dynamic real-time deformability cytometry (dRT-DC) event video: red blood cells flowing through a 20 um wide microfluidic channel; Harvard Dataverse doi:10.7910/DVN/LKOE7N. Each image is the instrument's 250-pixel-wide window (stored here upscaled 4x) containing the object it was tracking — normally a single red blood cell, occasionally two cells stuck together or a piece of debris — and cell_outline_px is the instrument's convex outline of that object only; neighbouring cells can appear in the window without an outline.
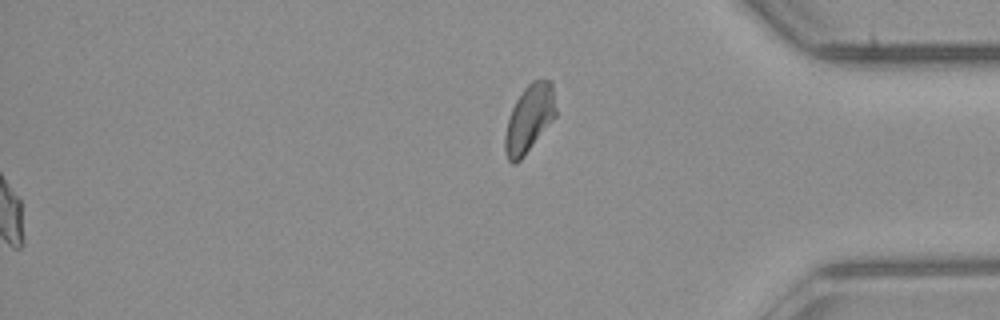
{"species": "common noctule bat (a hibernating species)", "species_latin": "Nyctalus noctula", "temperature_condition": "room temperature", "stored_images_in_passage": 52, "segment_of_instrument_passage": [2, 2], "camera_frame_rate_fps": 3000, "um_per_image_px": 0.085, "animal": {"sex": "male", "body_mass_g": 23.1, "forearm_length_mm": 52.7}, "frame": {"image": 1, "passage_image": 52, "time_ms": 17.0, "image_size_px": [1000, 320], "cell_outline_px": [[556, 116], [524, 156], [516, 164], [512, 164], [508, 160], [504, 148], [504, 136], [508, 120], [512, 108], [516, 100], [524, 88], [532, 80], [552, 80], [556, 108]], "centroid_in_image_um": [44.98, 10.08], "position_along_channel_um": 390.2, "area_um2": 20.0}}